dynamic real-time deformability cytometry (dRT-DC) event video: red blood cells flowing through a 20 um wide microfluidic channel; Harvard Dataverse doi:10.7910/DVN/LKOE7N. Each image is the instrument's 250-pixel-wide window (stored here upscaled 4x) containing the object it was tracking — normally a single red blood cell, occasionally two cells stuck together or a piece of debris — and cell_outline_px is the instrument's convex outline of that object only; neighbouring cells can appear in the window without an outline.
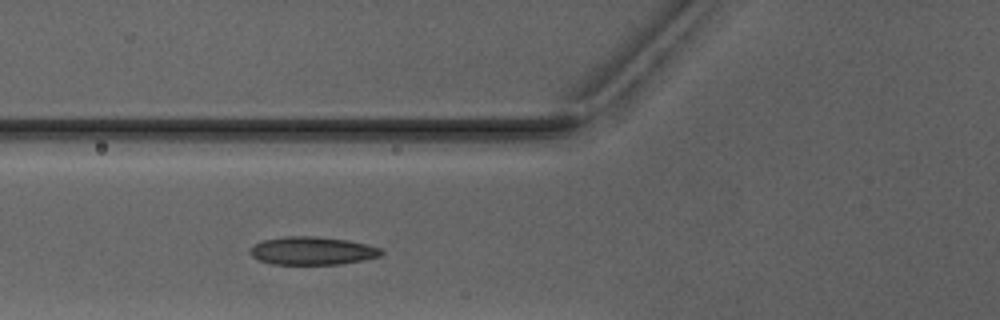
{"species": "Egyptian fruit bat (a non-hibernating species)", "species_latin": "Rousettus aegyptiacus", "temperature_condition": "warm", "stored_images_in_passage": 3, "camera_frame_rate_fps": 3000, "um_per_image_px": 0.085, "animal": {"sex": "male"}, "frame": {"image": 1, "passage_image": 3, "time_ms": 2.333, "image_size_px": [1000, 320], "cell_outline_px": [[384, 252], [380, 256], [364, 260], [340, 264], [272, 264], [256, 260], [248, 252], [248, 248], [264, 240], [284, 236], [316, 236], [348, 240], [368, 244], [380, 248]], "centroid_in_image_um": [26.53, 21.31], "position_along_channel_um": 99.3, "area_um2": 21.68}}